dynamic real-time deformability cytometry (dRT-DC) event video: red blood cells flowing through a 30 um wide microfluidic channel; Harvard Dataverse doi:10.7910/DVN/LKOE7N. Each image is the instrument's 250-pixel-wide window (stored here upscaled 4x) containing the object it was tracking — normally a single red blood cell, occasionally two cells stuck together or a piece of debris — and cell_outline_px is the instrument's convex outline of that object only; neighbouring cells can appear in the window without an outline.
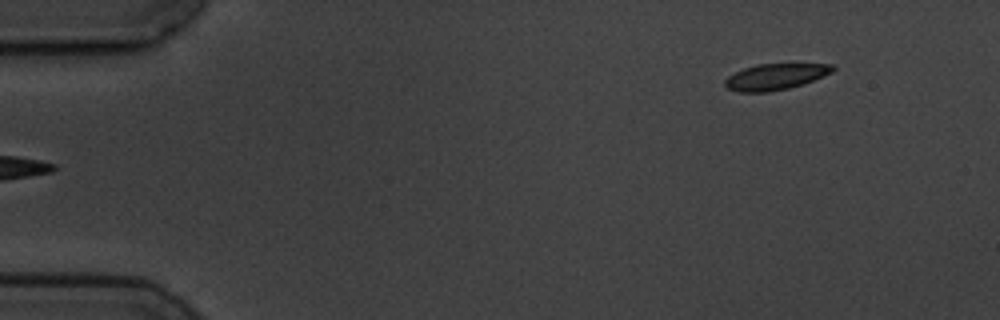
{"species": "common noctule bat (a hibernating species)", "species_latin": "Nyctalus noctula", "temperature_condition": "cold", "stored_images_in_passage": 5, "camera_frame_rate_fps": 3000, "um_per_image_px": 0.085, "animal": {"sex": "male", "body_mass_g": 19.5, "forearm_length_mm": 54.6}, "frame": {"image": 1, "passage_image": 5, "time_ms": 5.0, "image_size_px": [1000, 320], "cell_outline_px": [[836, 68], [832, 72], [812, 80], [788, 88], [768, 92], [736, 92], [728, 88], [724, 84], [724, 80], [728, 76], [744, 68], [756, 64], [832, 64]], "centroid_in_image_um": [65.86, 6.52], "position_along_channel_um": 19.1, "area_um2": 16.18}}